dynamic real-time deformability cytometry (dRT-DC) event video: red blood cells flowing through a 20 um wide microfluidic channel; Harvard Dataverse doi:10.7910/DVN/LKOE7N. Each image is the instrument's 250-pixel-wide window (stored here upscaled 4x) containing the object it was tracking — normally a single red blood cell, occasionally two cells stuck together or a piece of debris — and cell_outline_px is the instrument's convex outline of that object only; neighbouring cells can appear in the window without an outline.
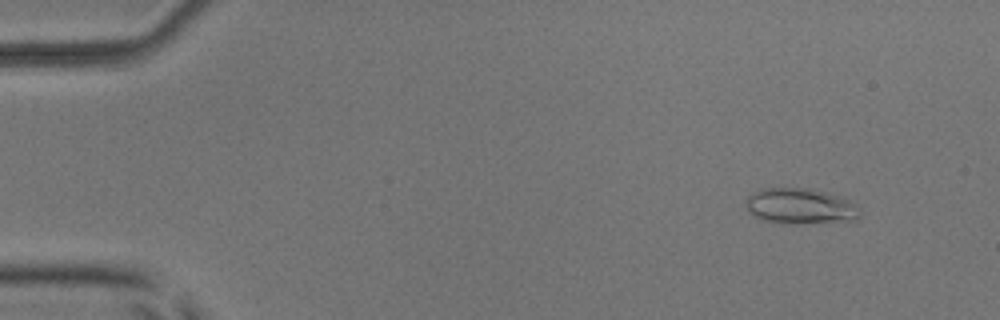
{"species": "common noctule bat (a hibernating species)", "species_latin": "Nyctalus noctula", "temperature_condition": "room temperature", "stored_images_in_passage": 53, "camera_frame_rate_fps": 3000, "um_per_image_px": 0.085, "animal": {"sex": "male", "body_mass_g": 17.9, "forearm_length_mm": 54.2}, "frame": {"image": 1, "passage_image": 5, "time_ms": 1.333, "image_size_px": [1000, 320], "cell_outline_px": [[860, 220], [852, 224], [788, 224], [760, 220], [752, 216], [748, 212], [744, 204], [748, 196], [752, 192], [764, 188], [808, 188], [844, 196], [860, 212]], "centroid_in_image_um": [68.08, 17.58], "position_along_channel_um": 16.9, "area_um2": 24.97}}
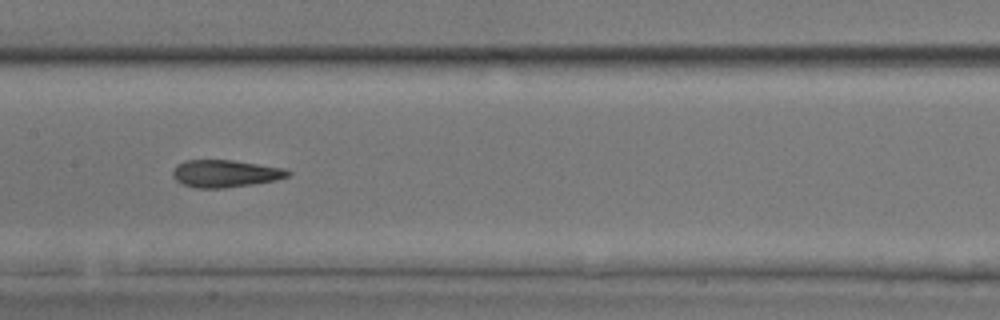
{"frame": {"image": 2, "passage_image": 27, "time_ms": 8.667, "image_size_px": [1000, 320], "cell_outline_px": [[292, 172], [288, 176], [276, 180], [252, 184], [224, 188], [196, 188], [184, 184], [176, 180], [172, 176], [172, 172], [176, 164], [184, 160], [232, 160], [284, 168]], "centroid_in_image_um": [19.12, 14.75], "position_along_channel_um": 188.3, "area_um2": 18.32}}
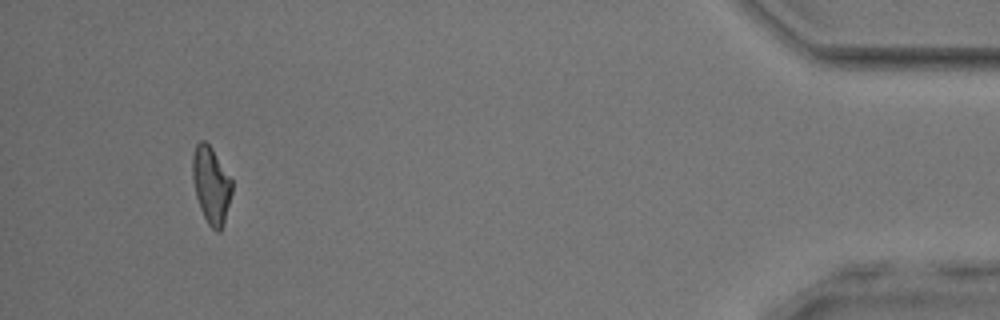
{"frame": {"image": 3, "passage_image": 50, "time_ms": 16.333, "image_size_px": [1000, 320], "cell_outline_px": [[232, 192], [224, 224], [220, 232], [216, 232], [208, 224], [200, 208], [196, 196], [192, 176], [192, 156], [196, 144], [200, 140], [204, 140], [212, 148], [232, 180]], "centroid_in_image_um": [17.95, 15.74], "position_along_channel_um": 417.3, "area_um2": 17.69}, "authors_computed_cell_mechanics": {"area_um2": 18.6694, "velocity_mm_per_s": 3.8786, "shape_relaxation_time_tau1_ms": 5.8335, "shape_relaxation_time_tau2_ms": 2.2651, "deformation_change_tau1": 0.1928, "deformation_change_tau2": 0.0994}}